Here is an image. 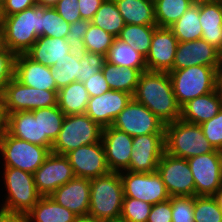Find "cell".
I'll return each mask as SVG.
<instances>
[{
  "label": "cell",
  "mask_w": 222,
  "mask_h": 222,
  "mask_svg": "<svg viewBox=\"0 0 222 222\" xmlns=\"http://www.w3.org/2000/svg\"><path fill=\"white\" fill-rule=\"evenodd\" d=\"M65 114L56 105L40 108L41 137H48L53 143L62 127Z\"/></svg>",
  "instance_id": "38"
},
{
  "label": "cell",
  "mask_w": 222,
  "mask_h": 222,
  "mask_svg": "<svg viewBox=\"0 0 222 222\" xmlns=\"http://www.w3.org/2000/svg\"><path fill=\"white\" fill-rule=\"evenodd\" d=\"M125 24L157 25L154 0H114Z\"/></svg>",
  "instance_id": "29"
},
{
  "label": "cell",
  "mask_w": 222,
  "mask_h": 222,
  "mask_svg": "<svg viewBox=\"0 0 222 222\" xmlns=\"http://www.w3.org/2000/svg\"><path fill=\"white\" fill-rule=\"evenodd\" d=\"M43 36L66 39L70 24L53 7L44 6L42 16Z\"/></svg>",
  "instance_id": "40"
},
{
  "label": "cell",
  "mask_w": 222,
  "mask_h": 222,
  "mask_svg": "<svg viewBox=\"0 0 222 222\" xmlns=\"http://www.w3.org/2000/svg\"><path fill=\"white\" fill-rule=\"evenodd\" d=\"M83 83L90 97H96L103 94L104 92L111 90L109 84L104 78L102 71L94 74Z\"/></svg>",
  "instance_id": "49"
},
{
  "label": "cell",
  "mask_w": 222,
  "mask_h": 222,
  "mask_svg": "<svg viewBox=\"0 0 222 222\" xmlns=\"http://www.w3.org/2000/svg\"><path fill=\"white\" fill-rule=\"evenodd\" d=\"M7 131V113L3 104V100L0 97V139Z\"/></svg>",
  "instance_id": "53"
},
{
  "label": "cell",
  "mask_w": 222,
  "mask_h": 222,
  "mask_svg": "<svg viewBox=\"0 0 222 222\" xmlns=\"http://www.w3.org/2000/svg\"><path fill=\"white\" fill-rule=\"evenodd\" d=\"M15 55L6 47H0V97L6 84L14 77Z\"/></svg>",
  "instance_id": "45"
},
{
  "label": "cell",
  "mask_w": 222,
  "mask_h": 222,
  "mask_svg": "<svg viewBox=\"0 0 222 222\" xmlns=\"http://www.w3.org/2000/svg\"><path fill=\"white\" fill-rule=\"evenodd\" d=\"M3 189L7 191L0 209L8 212L27 214L38 202L41 195L37 192L34 176L14 167L2 168Z\"/></svg>",
  "instance_id": "6"
},
{
  "label": "cell",
  "mask_w": 222,
  "mask_h": 222,
  "mask_svg": "<svg viewBox=\"0 0 222 222\" xmlns=\"http://www.w3.org/2000/svg\"><path fill=\"white\" fill-rule=\"evenodd\" d=\"M132 98L127 92L109 90L99 96L90 97L86 114L102 128L111 126Z\"/></svg>",
  "instance_id": "20"
},
{
  "label": "cell",
  "mask_w": 222,
  "mask_h": 222,
  "mask_svg": "<svg viewBox=\"0 0 222 222\" xmlns=\"http://www.w3.org/2000/svg\"><path fill=\"white\" fill-rule=\"evenodd\" d=\"M14 77L32 88L57 90L52 68L34 62L26 54L15 55Z\"/></svg>",
  "instance_id": "23"
},
{
  "label": "cell",
  "mask_w": 222,
  "mask_h": 222,
  "mask_svg": "<svg viewBox=\"0 0 222 222\" xmlns=\"http://www.w3.org/2000/svg\"><path fill=\"white\" fill-rule=\"evenodd\" d=\"M179 41L168 27H156L145 57L147 71L169 72L173 68Z\"/></svg>",
  "instance_id": "18"
},
{
  "label": "cell",
  "mask_w": 222,
  "mask_h": 222,
  "mask_svg": "<svg viewBox=\"0 0 222 222\" xmlns=\"http://www.w3.org/2000/svg\"><path fill=\"white\" fill-rule=\"evenodd\" d=\"M195 2H199V1H216V0H194Z\"/></svg>",
  "instance_id": "60"
},
{
  "label": "cell",
  "mask_w": 222,
  "mask_h": 222,
  "mask_svg": "<svg viewBox=\"0 0 222 222\" xmlns=\"http://www.w3.org/2000/svg\"><path fill=\"white\" fill-rule=\"evenodd\" d=\"M91 23L104 29L114 37H118L126 25L114 0H104Z\"/></svg>",
  "instance_id": "34"
},
{
  "label": "cell",
  "mask_w": 222,
  "mask_h": 222,
  "mask_svg": "<svg viewBox=\"0 0 222 222\" xmlns=\"http://www.w3.org/2000/svg\"><path fill=\"white\" fill-rule=\"evenodd\" d=\"M79 61L81 64L79 81L83 83L94 74L102 71L106 56L79 50Z\"/></svg>",
  "instance_id": "43"
},
{
  "label": "cell",
  "mask_w": 222,
  "mask_h": 222,
  "mask_svg": "<svg viewBox=\"0 0 222 222\" xmlns=\"http://www.w3.org/2000/svg\"><path fill=\"white\" fill-rule=\"evenodd\" d=\"M81 19L91 21L104 0H78Z\"/></svg>",
  "instance_id": "51"
},
{
  "label": "cell",
  "mask_w": 222,
  "mask_h": 222,
  "mask_svg": "<svg viewBox=\"0 0 222 222\" xmlns=\"http://www.w3.org/2000/svg\"><path fill=\"white\" fill-rule=\"evenodd\" d=\"M195 183V196H213L222 186V151L187 159Z\"/></svg>",
  "instance_id": "11"
},
{
  "label": "cell",
  "mask_w": 222,
  "mask_h": 222,
  "mask_svg": "<svg viewBox=\"0 0 222 222\" xmlns=\"http://www.w3.org/2000/svg\"><path fill=\"white\" fill-rule=\"evenodd\" d=\"M106 61L123 68L129 67L139 69L141 72L147 71L145 57L118 37H115L106 56Z\"/></svg>",
  "instance_id": "31"
},
{
  "label": "cell",
  "mask_w": 222,
  "mask_h": 222,
  "mask_svg": "<svg viewBox=\"0 0 222 222\" xmlns=\"http://www.w3.org/2000/svg\"><path fill=\"white\" fill-rule=\"evenodd\" d=\"M33 176L37 192L41 196H50L58 187L75 177L68 158L52 152Z\"/></svg>",
  "instance_id": "15"
},
{
  "label": "cell",
  "mask_w": 222,
  "mask_h": 222,
  "mask_svg": "<svg viewBox=\"0 0 222 222\" xmlns=\"http://www.w3.org/2000/svg\"><path fill=\"white\" fill-rule=\"evenodd\" d=\"M194 0H154L157 27H170L189 9Z\"/></svg>",
  "instance_id": "35"
},
{
  "label": "cell",
  "mask_w": 222,
  "mask_h": 222,
  "mask_svg": "<svg viewBox=\"0 0 222 222\" xmlns=\"http://www.w3.org/2000/svg\"><path fill=\"white\" fill-rule=\"evenodd\" d=\"M102 73L111 90L124 91L133 96L139 82L141 71L104 62Z\"/></svg>",
  "instance_id": "30"
},
{
  "label": "cell",
  "mask_w": 222,
  "mask_h": 222,
  "mask_svg": "<svg viewBox=\"0 0 222 222\" xmlns=\"http://www.w3.org/2000/svg\"><path fill=\"white\" fill-rule=\"evenodd\" d=\"M7 132L51 151L53 142L48 137H41L40 109L7 114Z\"/></svg>",
  "instance_id": "21"
},
{
  "label": "cell",
  "mask_w": 222,
  "mask_h": 222,
  "mask_svg": "<svg viewBox=\"0 0 222 222\" xmlns=\"http://www.w3.org/2000/svg\"><path fill=\"white\" fill-rule=\"evenodd\" d=\"M124 192L119 172L90 179V204L88 214L99 220L119 218Z\"/></svg>",
  "instance_id": "3"
},
{
  "label": "cell",
  "mask_w": 222,
  "mask_h": 222,
  "mask_svg": "<svg viewBox=\"0 0 222 222\" xmlns=\"http://www.w3.org/2000/svg\"><path fill=\"white\" fill-rule=\"evenodd\" d=\"M78 0H59L53 8L67 23L72 24L81 19Z\"/></svg>",
  "instance_id": "47"
},
{
  "label": "cell",
  "mask_w": 222,
  "mask_h": 222,
  "mask_svg": "<svg viewBox=\"0 0 222 222\" xmlns=\"http://www.w3.org/2000/svg\"><path fill=\"white\" fill-rule=\"evenodd\" d=\"M0 222H27L26 215L0 209Z\"/></svg>",
  "instance_id": "52"
},
{
  "label": "cell",
  "mask_w": 222,
  "mask_h": 222,
  "mask_svg": "<svg viewBox=\"0 0 222 222\" xmlns=\"http://www.w3.org/2000/svg\"><path fill=\"white\" fill-rule=\"evenodd\" d=\"M57 92L26 86L13 77L4 87L1 98L9 114L56 106Z\"/></svg>",
  "instance_id": "9"
},
{
  "label": "cell",
  "mask_w": 222,
  "mask_h": 222,
  "mask_svg": "<svg viewBox=\"0 0 222 222\" xmlns=\"http://www.w3.org/2000/svg\"><path fill=\"white\" fill-rule=\"evenodd\" d=\"M52 76L56 82L57 91L72 82L79 81L81 76V64L79 50L65 54L61 60L56 61L52 67Z\"/></svg>",
  "instance_id": "33"
},
{
  "label": "cell",
  "mask_w": 222,
  "mask_h": 222,
  "mask_svg": "<svg viewBox=\"0 0 222 222\" xmlns=\"http://www.w3.org/2000/svg\"><path fill=\"white\" fill-rule=\"evenodd\" d=\"M156 27L157 25L126 24L118 38L146 57L150 50L151 39Z\"/></svg>",
  "instance_id": "36"
},
{
  "label": "cell",
  "mask_w": 222,
  "mask_h": 222,
  "mask_svg": "<svg viewBox=\"0 0 222 222\" xmlns=\"http://www.w3.org/2000/svg\"><path fill=\"white\" fill-rule=\"evenodd\" d=\"M75 222H103V221L99 220L98 218L90 214H85V215L77 216L75 219Z\"/></svg>",
  "instance_id": "54"
},
{
  "label": "cell",
  "mask_w": 222,
  "mask_h": 222,
  "mask_svg": "<svg viewBox=\"0 0 222 222\" xmlns=\"http://www.w3.org/2000/svg\"><path fill=\"white\" fill-rule=\"evenodd\" d=\"M115 37L92 23L85 33L81 51L107 56Z\"/></svg>",
  "instance_id": "37"
},
{
  "label": "cell",
  "mask_w": 222,
  "mask_h": 222,
  "mask_svg": "<svg viewBox=\"0 0 222 222\" xmlns=\"http://www.w3.org/2000/svg\"><path fill=\"white\" fill-rule=\"evenodd\" d=\"M172 222H194L195 196H171Z\"/></svg>",
  "instance_id": "42"
},
{
  "label": "cell",
  "mask_w": 222,
  "mask_h": 222,
  "mask_svg": "<svg viewBox=\"0 0 222 222\" xmlns=\"http://www.w3.org/2000/svg\"><path fill=\"white\" fill-rule=\"evenodd\" d=\"M200 127L213 148L222 151V109L217 115L200 124Z\"/></svg>",
  "instance_id": "44"
},
{
  "label": "cell",
  "mask_w": 222,
  "mask_h": 222,
  "mask_svg": "<svg viewBox=\"0 0 222 222\" xmlns=\"http://www.w3.org/2000/svg\"><path fill=\"white\" fill-rule=\"evenodd\" d=\"M50 197L56 203L69 209L77 216L88 214L90 204V179L74 177L69 182L58 187Z\"/></svg>",
  "instance_id": "22"
},
{
  "label": "cell",
  "mask_w": 222,
  "mask_h": 222,
  "mask_svg": "<svg viewBox=\"0 0 222 222\" xmlns=\"http://www.w3.org/2000/svg\"><path fill=\"white\" fill-rule=\"evenodd\" d=\"M133 137L112 126L104 127L101 142L105 150L110 172H122L129 168Z\"/></svg>",
  "instance_id": "19"
},
{
  "label": "cell",
  "mask_w": 222,
  "mask_h": 222,
  "mask_svg": "<svg viewBox=\"0 0 222 222\" xmlns=\"http://www.w3.org/2000/svg\"><path fill=\"white\" fill-rule=\"evenodd\" d=\"M133 99L147 107L165 125L181 117L168 72H142Z\"/></svg>",
  "instance_id": "1"
},
{
  "label": "cell",
  "mask_w": 222,
  "mask_h": 222,
  "mask_svg": "<svg viewBox=\"0 0 222 222\" xmlns=\"http://www.w3.org/2000/svg\"><path fill=\"white\" fill-rule=\"evenodd\" d=\"M179 42L201 39L202 27L199 20V2H193L188 10L169 27Z\"/></svg>",
  "instance_id": "32"
},
{
  "label": "cell",
  "mask_w": 222,
  "mask_h": 222,
  "mask_svg": "<svg viewBox=\"0 0 222 222\" xmlns=\"http://www.w3.org/2000/svg\"><path fill=\"white\" fill-rule=\"evenodd\" d=\"M36 0H5L1 5V16H10L36 5Z\"/></svg>",
  "instance_id": "50"
},
{
  "label": "cell",
  "mask_w": 222,
  "mask_h": 222,
  "mask_svg": "<svg viewBox=\"0 0 222 222\" xmlns=\"http://www.w3.org/2000/svg\"><path fill=\"white\" fill-rule=\"evenodd\" d=\"M4 1H5V0H0V6L3 4Z\"/></svg>",
  "instance_id": "61"
},
{
  "label": "cell",
  "mask_w": 222,
  "mask_h": 222,
  "mask_svg": "<svg viewBox=\"0 0 222 222\" xmlns=\"http://www.w3.org/2000/svg\"><path fill=\"white\" fill-rule=\"evenodd\" d=\"M157 172L169 196H195V183L187 159L164 152Z\"/></svg>",
  "instance_id": "13"
},
{
  "label": "cell",
  "mask_w": 222,
  "mask_h": 222,
  "mask_svg": "<svg viewBox=\"0 0 222 222\" xmlns=\"http://www.w3.org/2000/svg\"><path fill=\"white\" fill-rule=\"evenodd\" d=\"M218 88L222 95V70L218 74Z\"/></svg>",
  "instance_id": "58"
},
{
  "label": "cell",
  "mask_w": 222,
  "mask_h": 222,
  "mask_svg": "<svg viewBox=\"0 0 222 222\" xmlns=\"http://www.w3.org/2000/svg\"><path fill=\"white\" fill-rule=\"evenodd\" d=\"M168 74L180 107L218 87L219 72L213 67L196 65L180 70H170Z\"/></svg>",
  "instance_id": "5"
},
{
  "label": "cell",
  "mask_w": 222,
  "mask_h": 222,
  "mask_svg": "<svg viewBox=\"0 0 222 222\" xmlns=\"http://www.w3.org/2000/svg\"><path fill=\"white\" fill-rule=\"evenodd\" d=\"M90 99L81 81H75L57 92V106L65 115L85 114Z\"/></svg>",
  "instance_id": "28"
},
{
  "label": "cell",
  "mask_w": 222,
  "mask_h": 222,
  "mask_svg": "<svg viewBox=\"0 0 222 222\" xmlns=\"http://www.w3.org/2000/svg\"><path fill=\"white\" fill-rule=\"evenodd\" d=\"M4 46L3 21L0 19V47Z\"/></svg>",
  "instance_id": "57"
},
{
  "label": "cell",
  "mask_w": 222,
  "mask_h": 222,
  "mask_svg": "<svg viewBox=\"0 0 222 222\" xmlns=\"http://www.w3.org/2000/svg\"><path fill=\"white\" fill-rule=\"evenodd\" d=\"M219 208L222 210V186L221 188L213 195Z\"/></svg>",
  "instance_id": "56"
},
{
  "label": "cell",
  "mask_w": 222,
  "mask_h": 222,
  "mask_svg": "<svg viewBox=\"0 0 222 222\" xmlns=\"http://www.w3.org/2000/svg\"><path fill=\"white\" fill-rule=\"evenodd\" d=\"M0 19H2V16H1V6H0Z\"/></svg>",
  "instance_id": "62"
},
{
  "label": "cell",
  "mask_w": 222,
  "mask_h": 222,
  "mask_svg": "<svg viewBox=\"0 0 222 222\" xmlns=\"http://www.w3.org/2000/svg\"><path fill=\"white\" fill-rule=\"evenodd\" d=\"M213 67L222 70V54L204 39L179 42L175 53L173 68L180 70L190 66Z\"/></svg>",
  "instance_id": "16"
},
{
  "label": "cell",
  "mask_w": 222,
  "mask_h": 222,
  "mask_svg": "<svg viewBox=\"0 0 222 222\" xmlns=\"http://www.w3.org/2000/svg\"><path fill=\"white\" fill-rule=\"evenodd\" d=\"M222 109V95L217 87L214 91L196 97L181 107L180 119L192 123L202 124L219 113Z\"/></svg>",
  "instance_id": "24"
},
{
  "label": "cell",
  "mask_w": 222,
  "mask_h": 222,
  "mask_svg": "<svg viewBox=\"0 0 222 222\" xmlns=\"http://www.w3.org/2000/svg\"><path fill=\"white\" fill-rule=\"evenodd\" d=\"M152 206L145 201L124 197L120 217L128 222H147Z\"/></svg>",
  "instance_id": "41"
},
{
  "label": "cell",
  "mask_w": 222,
  "mask_h": 222,
  "mask_svg": "<svg viewBox=\"0 0 222 222\" xmlns=\"http://www.w3.org/2000/svg\"><path fill=\"white\" fill-rule=\"evenodd\" d=\"M201 38L222 54V1H199Z\"/></svg>",
  "instance_id": "25"
},
{
  "label": "cell",
  "mask_w": 222,
  "mask_h": 222,
  "mask_svg": "<svg viewBox=\"0 0 222 222\" xmlns=\"http://www.w3.org/2000/svg\"><path fill=\"white\" fill-rule=\"evenodd\" d=\"M43 5H34L22 12L2 17L4 46L14 55L26 54L39 36H43Z\"/></svg>",
  "instance_id": "2"
},
{
  "label": "cell",
  "mask_w": 222,
  "mask_h": 222,
  "mask_svg": "<svg viewBox=\"0 0 222 222\" xmlns=\"http://www.w3.org/2000/svg\"><path fill=\"white\" fill-rule=\"evenodd\" d=\"M194 222H222V210L213 196H195Z\"/></svg>",
  "instance_id": "39"
},
{
  "label": "cell",
  "mask_w": 222,
  "mask_h": 222,
  "mask_svg": "<svg viewBox=\"0 0 222 222\" xmlns=\"http://www.w3.org/2000/svg\"><path fill=\"white\" fill-rule=\"evenodd\" d=\"M91 21L80 19L70 24L69 33L66 36L67 43L76 50L82 49V41L88 31Z\"/></svg>",
  "instance_id": "46"
},
{
  "label": "cell",
  "mask_w": 222,
  "mask_h": 222,
  "mask_svg": "<svg viewBox=\"0 0 222 222\" xmlns=\"http://www.w3.org/2000/svg\"><path fill=\"white\" fill-rule=\"evenodd\" d=\"M165 152L179 158H192L215 149L198 124L181 119L165 125Z\"/></svg>",
  "instance_id": "4"
},
{
  "label": "cell",
  "mask_w": 222,
  "mask_h": 222,
  "mask_svg": "<svg viewBox=\"0 0 222 222\" xmlns=\"http://www.w3.org/2000/svg\"><path fill=\"white\" fill-rule=\"evenodd\" d=\"M75 177L96 178L110 172L102 142L87 144L65 155Z\"/></svg>",
  "instance_id": "17"
},
{
  "label": "cell",
  "mask_w": 222,
  "mask_h": 222,
  "mask_svg": "<svg viewBox=\"0 0 222 222\" xmlns=\"http://www.w3.org/2000/svg\"><path fill=\"white\" fill-rule=\"evenodd\" d=\"M103 128L86 113L65 115L61 130L51 152L66 155L80 146L101 141Z\"/></svg>",
  "instance_id": "7"
},
{
  "label": "cell",
  "mask_w": 222,
  "mask_h": 222,
  "mask_svg": "<svg viewBox=\"0 0 222 222\" xmlns=\"http://www.w3.org/2000/svg\"><path fill=\"white\" fill-rule=\"evenodd\" d=\"M147 222H172V205L170 199L154 204Z\"/></svg>",
  "instance_id": "48"
},
{
  "label": "cell",
  "mask_w": 222,
  "mask_h": 222,
  "mask_svg": "<svg viewBox=\"0 0 222 222\" xmlns=\"http://www.w3.org/2000/svg\"><path fill=\"white\" fill-rule=\"evenodd\" d=\"M120 177L124 197L145 201L152 205L170 198L160 174L122 171Z\"/></svg>",
  "instance_id": "12"
},
{
  "label": "cell",
  "mask_w": 222,
  "mask_h": 222,
  "mask_svg": "<svg viewBox=\"0 0 222 222\" xmlns=\"http://www.w3.org/2000/svg\"><path fill=\"white\" fill-rule=\"evenodd\" d=\"M111 126L132 137L165 134V124L147 107L133 98L114 119Z\"/></svg>",
  "instance_id": "10"
},
{
  "label": "cell",
  "mask_w": 222,
  "mask_h": 222,
  "mask_svg": "<svg viewBox=\"0 0 222 222\" xmlns=\"http://www.w3.org/2000/svg\"><path fill=\"white\" fill-rule=\"evenodd\" d=\"M77 215L56 203L50 196H41L26 214L27 222H75Z\"/></svg>",
  "instance_id": "27"
},
{
  "label": "cell",
  "mask_w": 222,
  "mask_h": 222,
  "mask_svg": "<svg viewBox=\"0 0 222 222\" xmlns=\"http://www.w3.org/2000/svg\"><path fill=\"white\" fill-rule=\"evenodd\" d=\"M128 171L152 173L157 171L165 152V134H146L133 137Z\"/></svg>",
  "instance_id": "14"
},
{
  "label": "cell",
  "mask_w": 222,
  "mask_h": 222,
  "mask_svg": "<svg viewBox=\"0 0 222 222\" xmlns=\"http://www.w3.org/2000/svg\"><path fill=\"white\" fill-rule=\"evenodd\" d=\"M59 0H36L38 5L53 7Z\"/></svg>",
  "instance_id": "55"
},
{
  "label": "cell",
  "mask_w": 222,
  "mask_h": 222,
  "mask_svg": "<svg viewBox=\"0 0 222 222\" xmlns=\"http://www.w3.org/2000/svg\"><path fill=\"white\" fill-rule=\"evenodd\" d=\"M103 222H128L127 220L123 219L122 217L104 220Z\"/></svg>",
  "instance_id": "59"
},
{
  "label": "cell",
  "mask_w": 222,
  "mask_h": 222,
  "mask_svg": "<svg viewBox=\"0 0 222 222\" xmlns=\"http://www.w3.org/2000/svg\"><path fill=\"white\" fill-rule=\"evenodd\" d=\"M73 50L74 48L67 43L66 39L39 36L26 55L34 62L52 68L56 61Z\"/></svg>",
  "instance_id": "26"
},
{
  "label": "cell",
  "mask_w": 222,
  "mask_h": 222,
  "mask_svg": "<svg viewBox=\"0 0 222 222\" xmlns=\"http://www.w3.org/2000/svg\"><path fill=\"white\" fill-rule=\"evenodd\" d=\"M50 153L47 147L21 140L11 136L7 131L0 139V156L3 158V166L18 168L33 174Z\"/></svg>",
  "instance_id": "8"
}]
</instances>
